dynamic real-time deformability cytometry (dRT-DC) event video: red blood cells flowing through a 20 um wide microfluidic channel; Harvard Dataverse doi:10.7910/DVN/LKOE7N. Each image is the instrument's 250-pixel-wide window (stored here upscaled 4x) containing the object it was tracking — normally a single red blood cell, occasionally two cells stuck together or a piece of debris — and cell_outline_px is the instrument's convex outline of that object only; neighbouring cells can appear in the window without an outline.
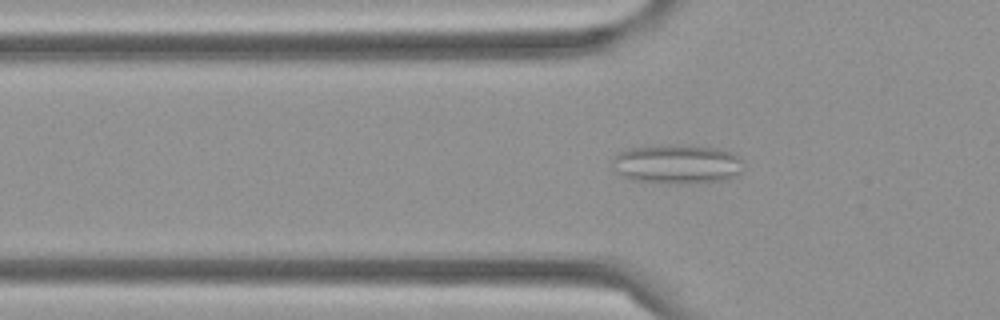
{"species": "Egyptian fruit bat (a non-hibernating species)", "species_latin": "Rousettus aegyptiacus", "temperature_condition": "cold", "stored_images_in_passage": 55, "camera_frame_rate_fps": 3000, "um_per_image_px": 0.085, "frame": {"image": 1, "passage_image": 16, "time_ms": 5.0, "image_size_px": [1000, 320], "cell_outline_px": [[740, 172], [736, 176], [724, 180], [676, 184], [632, 180], [616, 172], [612, 160], [616, 152], [628, 148], [668, 144], [688, 144], [716, 148], [728, 152], [736, 156], [740, 160]], "centroid_in_image_um": [57.48, 13.93], "position_along_channel_um": 68.3, "area_um2": 30.06}}
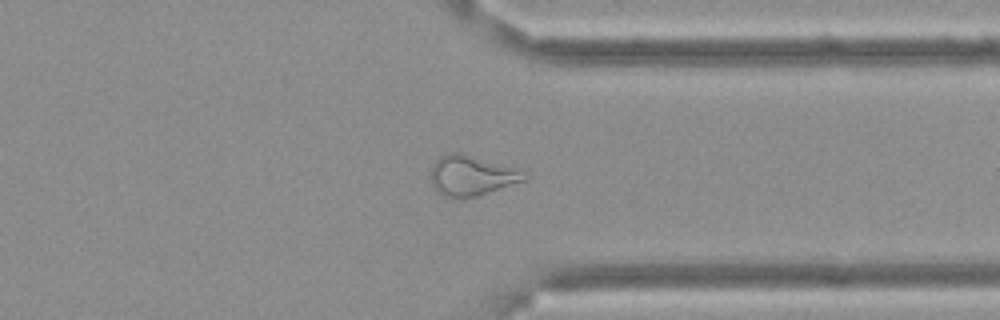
{"frame": {"image": 2, "passage_image": 42, "time_ms": 13.667, "image_size_px": [1000, 320], "cell_outline_px": [[528, 180], [464, 200], [456, 200], [440, 196], [436, 192], [432, 184], [432, 164], [440, 156], [452, 152], [460, 152], [512, 168], [528, 176]], "centroid_in_image_um": [40.02, 14.98], "position_along_channel_um": 371.4, "area_um2": 21.96}}
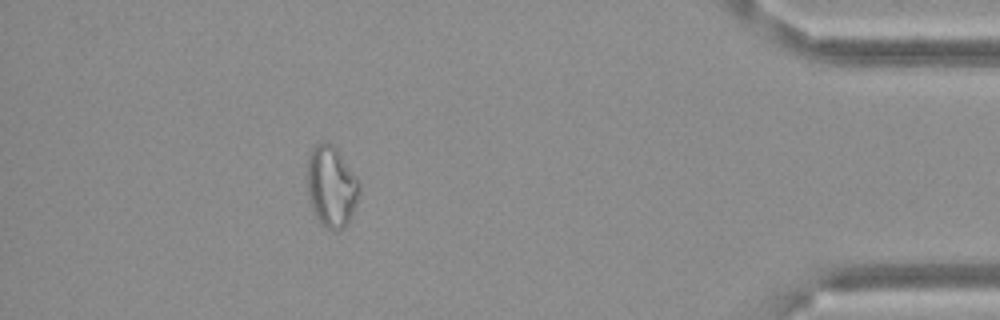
{"frame": {"image": 3, "passage_image": 49, "time_ms": 16.0, "image_size_px": [1000, 320], "cell_outline_px": [[360, 188], [356, 204], [352, 216], [344, 228], [332, 232], [320, 224], [312, 212], [308, 196], [308, 160], [312, 148], [316, 144], [332, 144], [340, 152], [356, 176], [360, 184]], "centroid_in_image_um": [28.17, 15.91], "position_along_channel_um": 407.0, "area_um2": 24.74}, "authors_computed_cell_mechanics": {"area_um2": 23.1778, "velocity_mm_per_s": 3.5031, "shape_relaxation_time_tau1_ms": null, "shape_relaxation_time_tau2_ms": 2.3093, "deformation_change_tau1": null, "deformation_change_tau2": 0.1242}}